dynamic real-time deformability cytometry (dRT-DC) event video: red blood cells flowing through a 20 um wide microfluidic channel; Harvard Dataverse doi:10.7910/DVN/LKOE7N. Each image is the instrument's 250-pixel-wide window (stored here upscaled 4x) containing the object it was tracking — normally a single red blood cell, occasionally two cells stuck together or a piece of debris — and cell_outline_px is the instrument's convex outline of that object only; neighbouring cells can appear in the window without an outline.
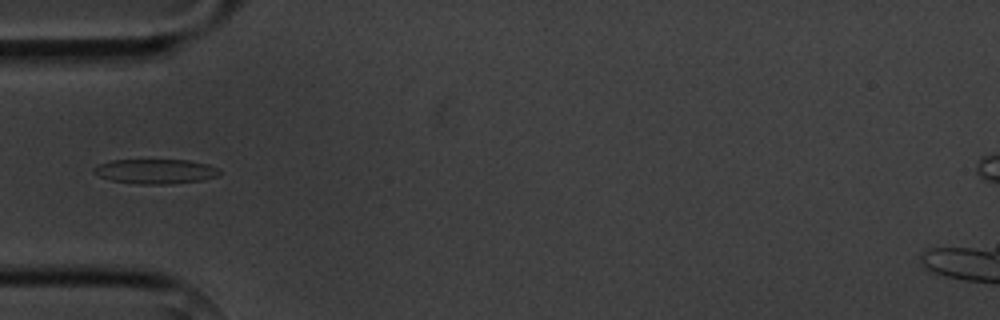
{"species": "common noctule bat (a hibernating species)", "species_latin": "Nyctalus noctula", "temperature_condition": "cold", "stored_images_in_passage": 5, "camera_frame_rate_fps": 3000, "um_per_image_px": 0.085, "animal": {"sex": "male", "body_mass_g": 20.1, "forearm_length_mm": 53.5}, "frame": {"image": 1, "passage_image": 5, "time_ms": 5.0, "image_size_px": [1000, 320], "cell_outline_px": [[220, 176], [204, 180], [172, 184], [136, 184], [112, 180], [100, 176], [92, 172], [92, 168], [100, 164], [112, 160], [188, 160], [208, 164], [220, 168]], "centroid_in_image_um": [13.28, 14.57], "position_along_channel_um": 71.7, "area_um2": 18.26}}